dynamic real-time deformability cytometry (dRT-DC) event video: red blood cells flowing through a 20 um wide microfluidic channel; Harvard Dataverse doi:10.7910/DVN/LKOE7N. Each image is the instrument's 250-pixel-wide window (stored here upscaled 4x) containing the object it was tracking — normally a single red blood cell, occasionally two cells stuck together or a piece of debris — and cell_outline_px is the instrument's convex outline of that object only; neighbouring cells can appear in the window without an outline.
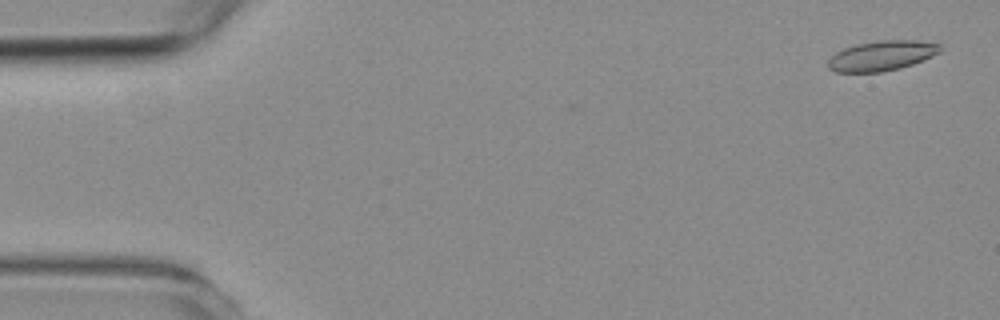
{"species": "common noctule bat (a hibernating species)", "species_latin": "Nyctalus noctula", "temperature_condition": "room temperature", "stored_images_in_passage": 10, "camera_frame_rate_fps": 3000, "um_per_image_px": 0.085, "animal": {"sex": "female", "body_mass_g": 19.3, "forearm_length_mm": 54.1}, "frame": {"image": 1, "passage_image": 2, "time_ms": 0.333, "image_size_px": [1000, 320], "cell_outline_px": [[940, 52], [924, 60], [900, 68], [880, 72], [836, 72], [828, 68], [828, 60], [836, 52], [844, 48], [856, 44], [880, 40], [916, 40], [940, 44]], "centroid_in_image_um": [74.94, 4.73], "position_along_channel_um": 10.1, "area_um2": 19.54}}